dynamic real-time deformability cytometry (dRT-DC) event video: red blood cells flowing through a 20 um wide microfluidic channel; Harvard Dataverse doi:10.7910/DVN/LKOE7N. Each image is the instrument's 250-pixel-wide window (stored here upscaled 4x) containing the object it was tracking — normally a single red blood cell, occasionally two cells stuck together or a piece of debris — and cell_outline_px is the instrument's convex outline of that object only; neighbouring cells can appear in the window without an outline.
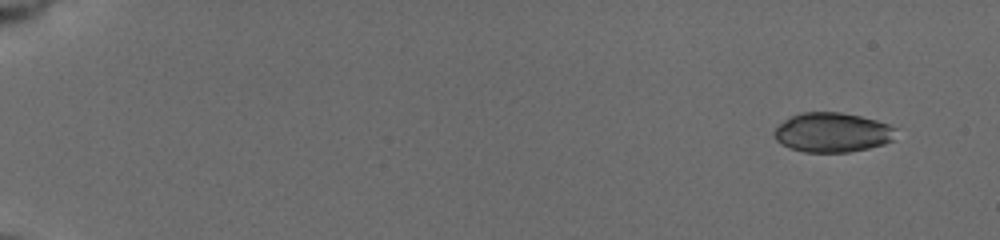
{"species": "common noctule bat (a hibernating species)", "species_latin": "Nyctalus noctula", "temperature_condition": "cold", "stored_images_in_passage": 53, "camera_frame_rate_fps": 3000, "um_per_image_px": 0.085, "animal": {"sex": "female", "body_mass_g": 19.5, "forearm_length_mm": 54.1}, "frame": {"image": 1, "passage_image": 1, "time_ms": 0.0, "image_size_px": [1000, 240], "cell_outline_px": [[896, 128], [892, 140], [884, 144], [868, 148], [848, 152], [804, 152], [792, 148], [776, 140], [772, 132], [784, 120], [800, 112], [840, 112], [860, 116], [876, 120], [888, 124]], "centroid_in_image_um": [70.74, 11.25], "position_along_channel_um": 14.3, "area_um2": 27.86}}
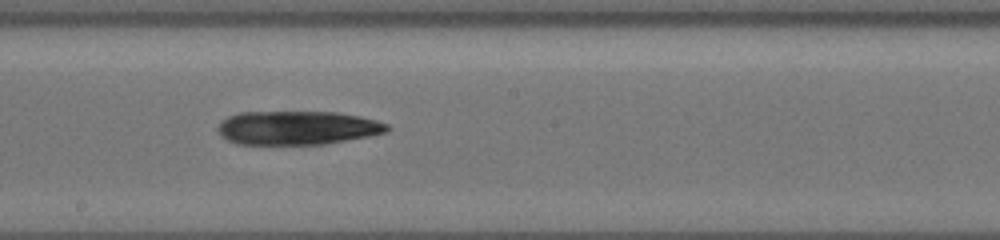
{"frame": {"image": 2, "passage_image": 31, "time_ms": 10.0, "image_size_px": [1000, 240], "cell_outline_px": [[392, 128], [388, 132], [368, 136], [324, 144], [236, 144], [220, 136], [216, 128], [220, 120], [228, 116], [240, 112], [336, 112], [360, 116], [376, 120], [388, 124]], "centroid_in_image_um": [25.25, 10.86], "position_along_channel_um": 223.0, "area_um2": 33.58}}
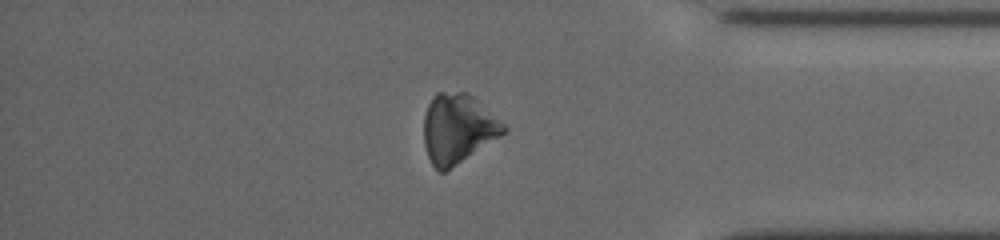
{"frame": {"image": 3, "passage_image": 46, "time_ms": 15.0, "image_size_px": [1000, 240], "cell_outline_px": [[508, 128], [500, 136], [444, 172], [440, 172], [432, 164], [428, 156], [424, 144], [424, 116], [428, 104], [432, 96], [436, 92], [468, 92], [504, 124]], "centroid_in_image_um": [38.89, 10.91], "position_along_channel_um": 396.3, "area_um2": 31.79}}